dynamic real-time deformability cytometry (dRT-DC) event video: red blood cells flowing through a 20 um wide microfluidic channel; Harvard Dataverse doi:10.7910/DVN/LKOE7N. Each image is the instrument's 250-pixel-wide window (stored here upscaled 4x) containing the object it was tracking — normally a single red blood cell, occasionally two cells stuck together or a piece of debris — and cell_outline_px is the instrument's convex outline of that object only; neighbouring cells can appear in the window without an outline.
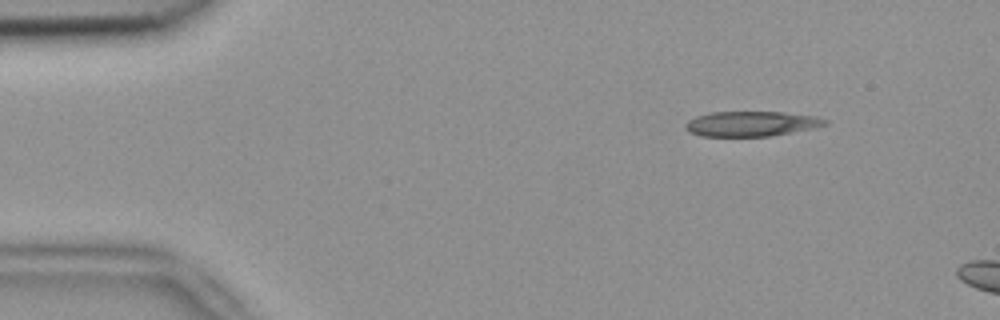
{"species": "common noctule bat (a hibernating species)", "species_latin": "Nyctalus noctula", "temperature_condition": "room temperature", "stored_images_in_passage": 2, "camera_frame_rate_fps": 3000, "um_per_image_px": 0.085, "animal": {"sex": "female", "body_mass_g": 18.4}, "frame": {"image": 1, "passage_image": 1, "time_ms": 0.0, "image_size_px": [1000, 320], "cell_outline_px": [[828, 124], [816, 128], [772, 136], [700, 136], [688, 132], [684, 128], [684, 124], [688, 120], [696, 116], [712, 112], [784, 112], [816, 116], [828, 120]], "centroid_in_image_um": [63.87, 10.52], "position_along_channel_um": 21.1, "area_um2": 20.63}}